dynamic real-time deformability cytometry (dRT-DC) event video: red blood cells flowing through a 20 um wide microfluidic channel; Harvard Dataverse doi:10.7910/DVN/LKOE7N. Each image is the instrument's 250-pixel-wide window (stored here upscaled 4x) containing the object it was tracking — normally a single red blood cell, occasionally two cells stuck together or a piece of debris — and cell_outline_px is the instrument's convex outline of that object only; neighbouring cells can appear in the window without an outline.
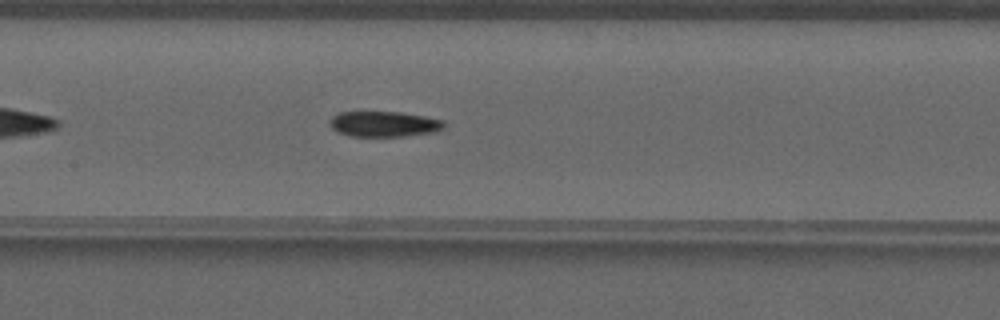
{"species": "common noctule bat (a hibernating species)", "species_latin": "Nyctalus noctula", "temperature_condition": "warm", "stored_images_in_passage": 23, "camera_frame_rate_fps": 3000, "um_per_image_px": 0.085, "animal": {"sex": "male", "forearm_length_mm": 52.5}, "frame": {"image": 1, "passage_image": 12, "time_ms": 3.667, "image_size_px": [1000, 320], "cell_outline_px": [[444, 128], [436, 132], [404, 136], [352, 136], [336, 132], [332, 128], [332, 116], [340, 112], [400, 112], [424, 116], [444, 120]], "centroid_in_image_um": [32.68, 10.54], "position_along_channel_um": 174.7, "area_um2": 16.88}}
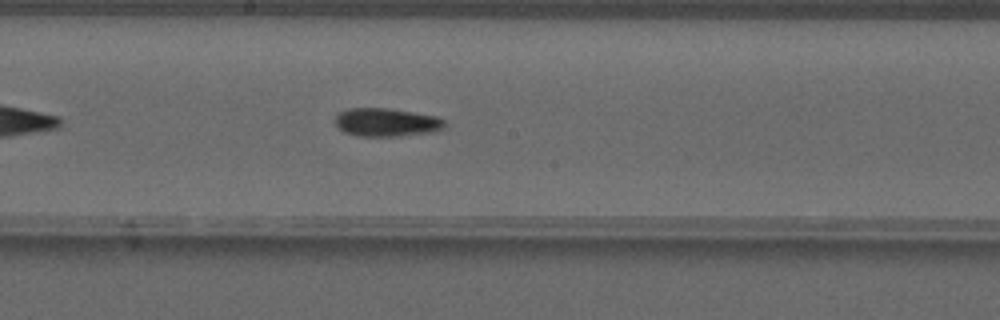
{"frame": {"image": 2, "passage_image": 15, "time_ms": 4.667, "image_size_px": [1000, 320], "cell_outline_px": [[444, 128], [432, 132], [396, 136], [360, 136], [344, 132], [336, 124], [336, 116], [340, 112], [348, 108], [388, 108], [436, 116], [444, 120]], "centroid_in_image_um": [32.84, 10.39], "position_along_channel_um": 215.4, "area_um2": 17.86}}
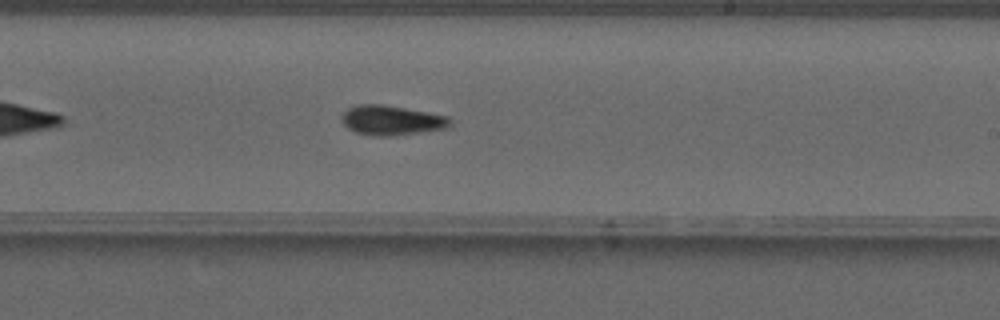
{"frame": {"image": 3, "passage_image": 18, "time_ms": 5.667, "image_size_px": [1000, 320], "cell_outline_px": [[452, 120], [444, 128], [388, 136], [380, 136], [356, 132], [348, 128], [344, 124], [340, 116], [348, 108], [356, 104], [380, 104], [404, 108], [448, 116]], "centroid_in_image_um": [33.21, 10.2], "position_along_channel_um": 255.8, "area_um2": 18.26}}